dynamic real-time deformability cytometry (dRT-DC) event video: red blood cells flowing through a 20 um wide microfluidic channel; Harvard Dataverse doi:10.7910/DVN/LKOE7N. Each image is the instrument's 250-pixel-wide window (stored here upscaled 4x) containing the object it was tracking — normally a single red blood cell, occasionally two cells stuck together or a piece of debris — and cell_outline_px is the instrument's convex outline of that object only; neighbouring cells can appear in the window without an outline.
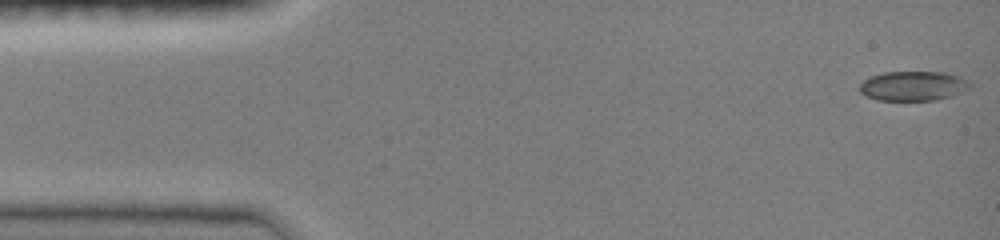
{"species": "common noctule bat (a hibernating species)", "species_latin": "Nyctalus noctula", "temperature_condition": "room temperature", "stored_images_in_passage": 55, "camera_frame_rate_fps": 3000, "um_per_image_px": 0.085, "animal": {"sex": "female", "body_mass_g": 19.0, "forearm_length_mm": 51.5}, "frame": {"image": 1, "passage_image": 1, "time_ms": 0.0, "image_size_px": [1000, 240], "cell_outline_px": [[972, 84], [968, 88], [952, 96], [936, 100], [876, 100], [860, 92], [860, 84], [864, 80], [872, 76], [884, 72], [944, 72], [960, 76], [968, 80]], "centroid_in_image_um": [77.64, 7.3], "position_along_channel_um": 7.4, "area_um2": 18.96}}
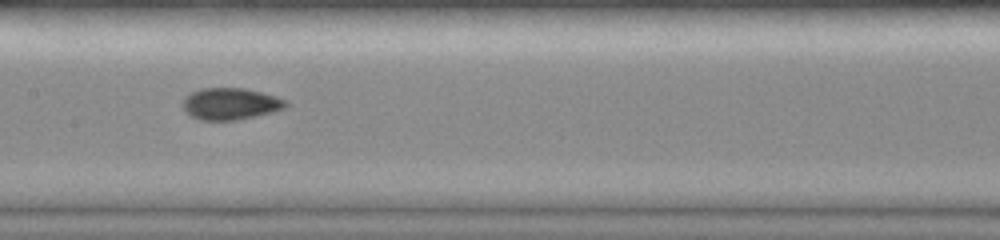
{"frame": {"image": 2, "passage_image": 32, "time_ms": 7.333, "image_size_px": [1000, 240], "cell_outline_px": [[288, 104], [284, 108], [272, 112], [256, 116], [236, 120], [200, 120], [184, 112], [184, 100], [192, 92], [200, 88], [244, 88], [276, 96], [288, 100]], "centroid_in_image_um": [19.61, 8.82], "position_along_channel_um": 187.8, "area_um2": 18.96}}
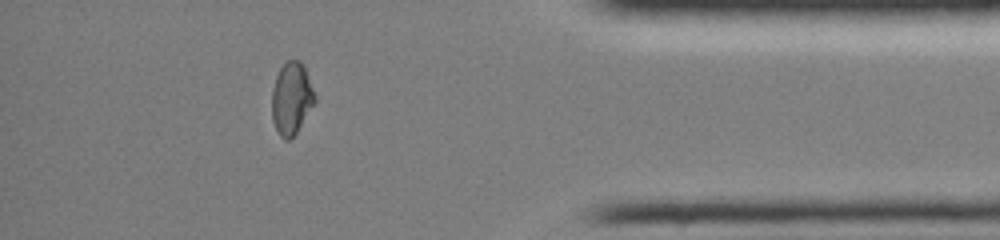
{"frame": {"image": 3, "passage_image": 50, "time_ms": 13.333, "image_size_px": [1000, 240], "cell_outline_px": [[316, 100], [296, 132], [288, 140], [284, 140], [280, 136], [272, 120], [272, 88], [276, 76], [280, 68], [288, 60], [300, 60], [304, 64], [316, 96]], "centroid_in_image_um": [24.78, 8.33], "position_along_channel_um": 410.4, "area_um2": 17.98}, "authors_computed_cell_mechanics": {"area_um2": 18.5538, "velocity_mm_per_s": 4.0683, "shape_relaxation_time_tau1_ms": null, "shape_relaxation_time_tau2_ms": 1.3026, "deformation_change_tau1": null, "deformation_change_tau2": 0.0405}}